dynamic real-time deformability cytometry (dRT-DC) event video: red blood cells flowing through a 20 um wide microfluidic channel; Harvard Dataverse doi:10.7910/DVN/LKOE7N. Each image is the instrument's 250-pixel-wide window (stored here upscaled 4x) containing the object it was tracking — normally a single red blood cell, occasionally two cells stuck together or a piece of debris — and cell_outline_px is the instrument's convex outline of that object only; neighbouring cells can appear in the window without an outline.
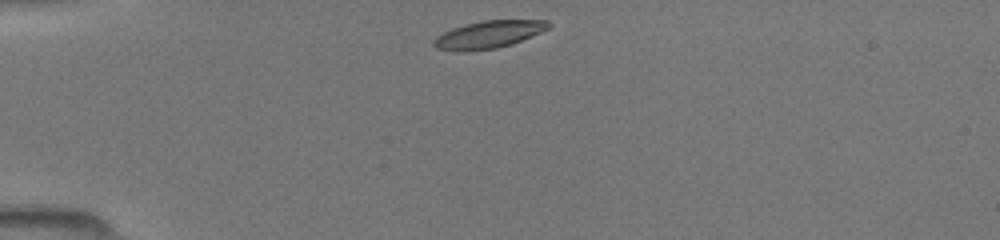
{"species": "common noctule bat (a hibernating species)", "species_latin": "Nyctalus noctula", "temperature_condition": "room temperature", "stored_images_in_passage": 38, "camera_frame_rate_fps": 3000, "um_per_image_px": 0.085, "animal": {"sex": "female", "body_mass_g": 19.5, "forearm_length_mm": 54.1}, "frame": {"image": 1, "passage_image": 1, "time_ms": 0.0, "image_size_px": [1000, 240], "cell_outline_px": [[552, 24], [548, 28], [540, 32], [512, 44], [496, 48], [456, 52], [436, 48], [432, 44], [432, 40], [436, 36], [452, 28], [480, 20], [548, 20]], "centroid_in_image_um": [41.49, 2.93], "position_along_channel_um": 43.5, "area_um2": 18.38}}
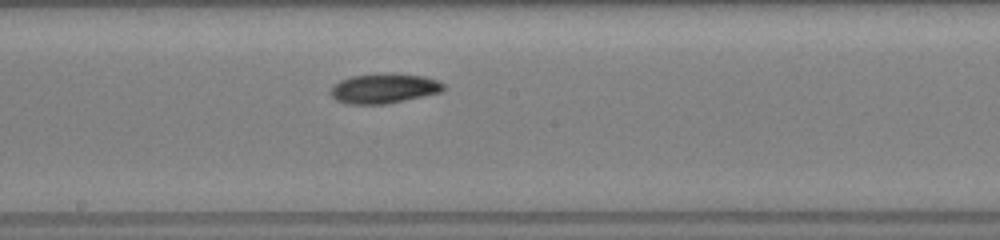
{"frame": {"image": 2, "passage_image": 16, "time_ms": 5.0, "image_size_px": [1000, 240], "cell_outline_px": [[444, 88], [440, 92], [404, 100], [384, 104], [348, 104], [336, 100], [328, 92], [332, 84], [340, 80], [352, 76], [384, 72], [388, 72], [424, 76], [436, 80], [444, 84]], "centroid_in_image_um": [32.57, 7.5], "position_along_channel_um": 215.6, "area_um2": 19.77}}
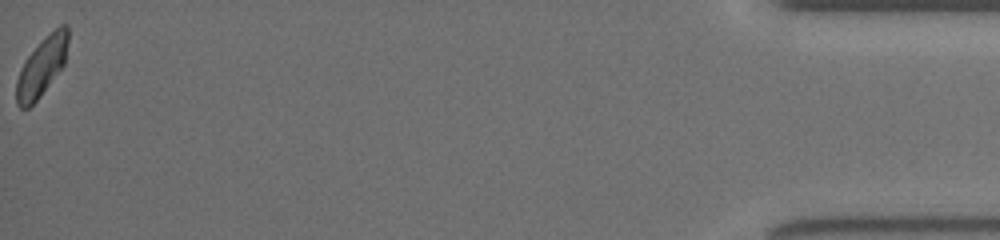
{"frame": {"image": 3, "passage_image": 38, "time_ms": 12.333, "image_size_px": [1000, 240], "cell_outline_px": [[68, 40], [64, 64], [40, 96], [28, 108], [20, 108], [16, 104], [16, 80], [20, 68], [24, 60], [44, 36], [60, 24], [68, 24]], "centroid_in_image_um": [3.53, 5.63], "position_along_channel_um": 431.7, "area_um2": 17.74}}